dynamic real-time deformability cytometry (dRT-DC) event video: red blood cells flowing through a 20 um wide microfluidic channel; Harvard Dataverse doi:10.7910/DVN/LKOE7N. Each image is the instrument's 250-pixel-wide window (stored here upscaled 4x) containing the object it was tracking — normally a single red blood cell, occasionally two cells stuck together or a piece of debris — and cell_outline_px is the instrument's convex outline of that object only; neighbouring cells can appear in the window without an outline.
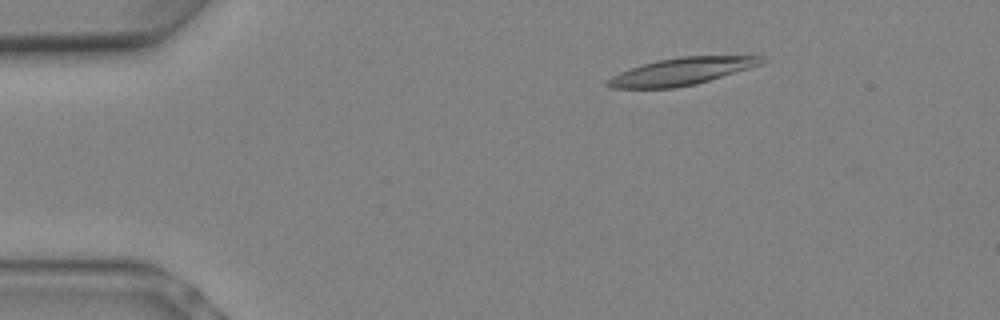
{"species": "Egyptian fruit bat (a non-hibernating species)", "species_latin": "Rousettus aegyptiacus", "temperature_condition": "warm", "stored_images_in_passage": 5, "camera_frame_rate_fps": 3000, "um_per_image_px": 0.085, "animal": {"sex": "female"}, "frame": {"image": 1, "passage_image": 2, "time_ms": 0.333, "image_size_px": [1000, 320], "cell_outline_px": [[768, 60], [760, 64], [748, 68], [696, 84], [676, 88], [612, 88], [604, 84], [612, 76], [620, 72], [656, 60], [684, 56], [764, 56]], "centroid_in_image_um": [57.93, 6.07], "position_along_channel_um": 27.1, "area_um2": 24.1}}
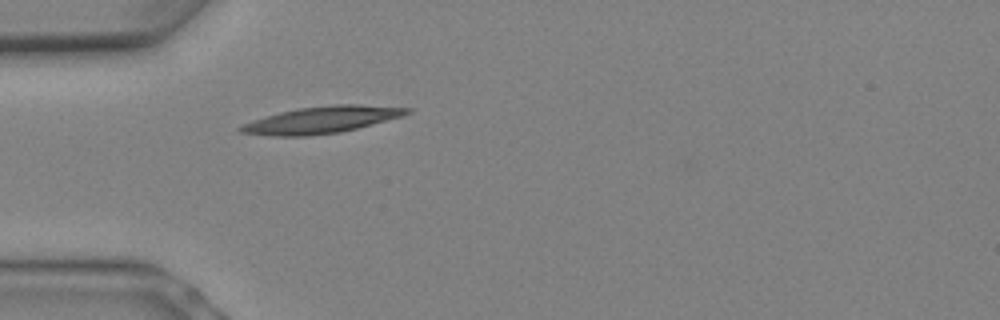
{"frame": {"image": 2, "passage_image": 5, "time_ms": 1.333, "image_size_px": [1000, 320], "cell_outline_px": [[412, 112], [400, 116], [356, 128], [340, 132], [308, 136], [272, 136], [240, 132], [236, 128], [244, 124], [280, 112], [300, 108], [332, 104], [360, 104], [412, 108]], "centroid_in_image_um": [27.35, 10.18], "position_along_channel_um": 57.6, "area_um2": 25.55}}